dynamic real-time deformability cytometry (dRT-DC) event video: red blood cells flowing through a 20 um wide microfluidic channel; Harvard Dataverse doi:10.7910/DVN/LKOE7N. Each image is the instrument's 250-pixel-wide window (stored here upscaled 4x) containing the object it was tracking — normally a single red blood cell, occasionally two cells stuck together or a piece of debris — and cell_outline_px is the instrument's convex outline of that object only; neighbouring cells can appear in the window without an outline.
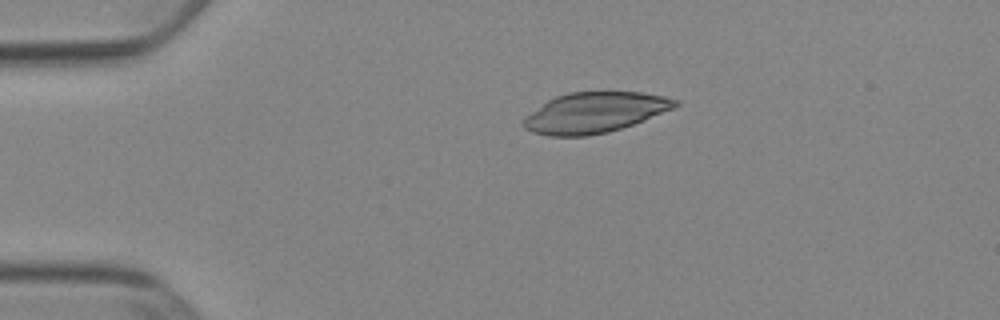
{"species": "Egyptian fruit bat (a non-hibernating species)", "species_latin": "Rousettus aegyptiacus", "temperature_condition": "cold", "stored_images_in_passage": 42, "camera_frame_rate_fps": 3000, "um_per_image_px": 0.085, "animal": {"sex": "female"}, "frame": {"image": 1, "passage_image": 1, "time_ms": 0.0, "image_size_px": [1000, 320], "cell_outline_px": [[680, 104], [672, 108], [632, 124], [608, 132], [588, 136], [548, 136], [532, 132], [524, 128], [524, 116], [548, 100], [556, 96], [568, 92], [640, 92], [664, 96], [680, 100]], "centroid_in_image_um": [50.51, 9.56], "position_along_channel_um": 34.5, "area_um2": 35.49}}
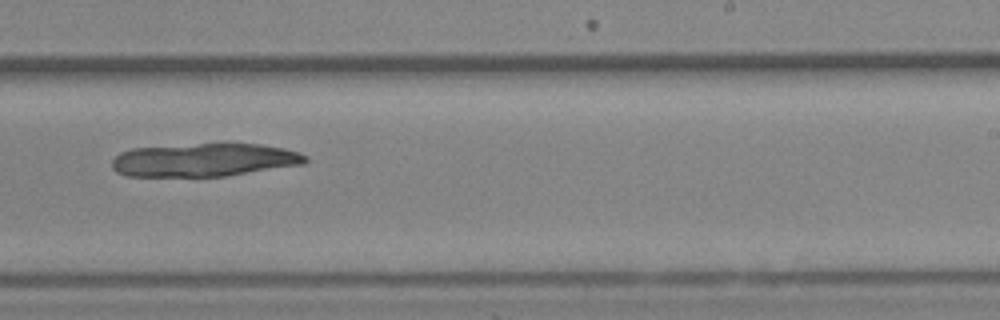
{"frame": {"image": 2, "passage_image": 23, "time_ms": 7.333, "image_size_px": [1000, 320], "cell_outline_px": [[308, 160], [304, 164], [224, 176], [128, 176], [116, 172], [112, 168], [112, 160], [120, 152], [132, 148], [200, 144], [260, 144], [284, 148], [300, 152], [308, 156]], "centroid_in_image_um": [17.37, 13.6], "position_along_channel_um": 271.6, "area_um2": 37.28}}